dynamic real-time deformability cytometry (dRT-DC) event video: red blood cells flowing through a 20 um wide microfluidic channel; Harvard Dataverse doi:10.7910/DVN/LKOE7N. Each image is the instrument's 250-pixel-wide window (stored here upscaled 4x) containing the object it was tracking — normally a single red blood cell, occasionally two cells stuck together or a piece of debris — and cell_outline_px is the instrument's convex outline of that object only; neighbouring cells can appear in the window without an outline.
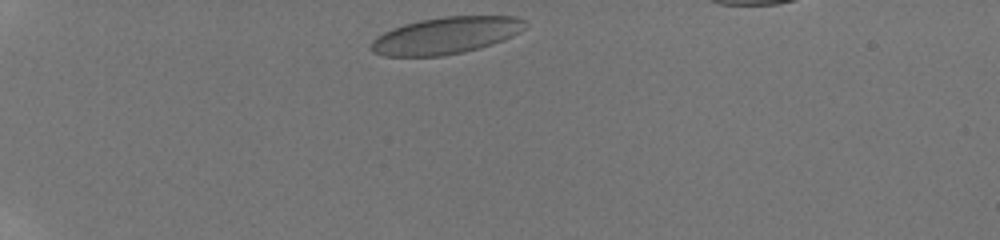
{"species": "human", "species_latin": "Homo sapiens", "temperature_condition": "room temperature", "stored_images_in_passage": 27, "camera_frame_rate_fps": 3000, "um_per_image_px": 0.085, "donor": {"sex": "male"}, "frame": {"image": 1, "passage_image": 1, "time_ms": 0.0, "image_size_px": [1000, 240], "cell_outline_px": [[528, 24], [520, 32], [504, 40], [480, 48], [464, 52], [440, 56], [384, 56], [372, 52], [368, 48], [372, 40], [376, 36], [392, 28], [404, 24], [420, 20], [444, 16], [516, 16], [528, 20]], "centroid_in_image_um": [37.91, 3.01], "position_along_channel_um": 47.1, "area_um2": 33.47}}
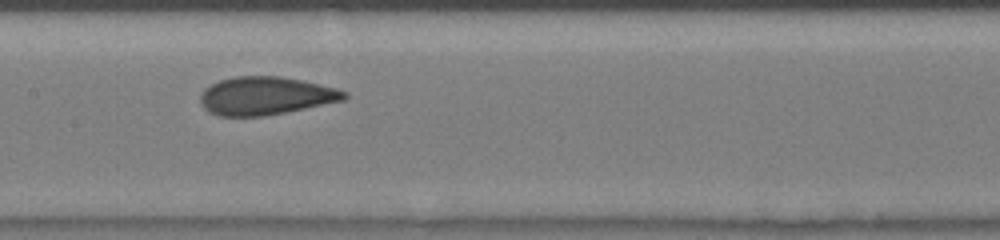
{"frame": {"image": 2, "passage_image": 12, "time_ms": 4.667, "image_size_px": [1000, 240], "cell_outline_px": [[348, 96], [344, 100], [264, 116], [220, 116], [208, 112], [200, 104], [200, 96], [204, 88], [220, 80], [236, 76], [280, 76], [304, 80], [336, 88], [348, 92]], "centroid_in_image_um": [22.57, 8.14], "position_along_channel_um": 184.8, "area_um2": 31.96}}
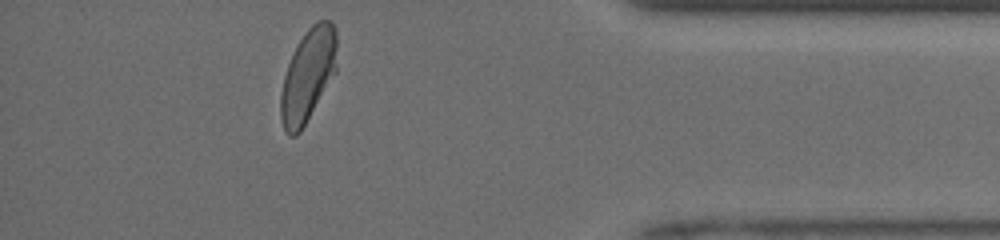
{"frame": {"image": 3, "passage_image": 26, "time_ms": 10.667, "image_size_px": [1000, 240], "cell_outline_px": [[336, 72], [300, 132], [296, 136], [288, 136], [284, 128], [280, 116], [280, 96], [284, 76], [288, 64], [300, 40], [308, 28], [316, 20], [332, 20], [336, 28]], "centroid_in_image_um": [26.18, 6.39], "position_along_channel_um": 409.0, "area_um2": 30.23}, "authors_computed_cell_mechanics": {"area_um2": 32.0212, "velocity_mm_per_s": 4.1466, "shape_relaxation_time_tau1_ms": 4.1039, "shape_relaxation_time_tau2_ms": null, "deformation_change_tau1": 0.1275, "deformation_change_tau2": null}}